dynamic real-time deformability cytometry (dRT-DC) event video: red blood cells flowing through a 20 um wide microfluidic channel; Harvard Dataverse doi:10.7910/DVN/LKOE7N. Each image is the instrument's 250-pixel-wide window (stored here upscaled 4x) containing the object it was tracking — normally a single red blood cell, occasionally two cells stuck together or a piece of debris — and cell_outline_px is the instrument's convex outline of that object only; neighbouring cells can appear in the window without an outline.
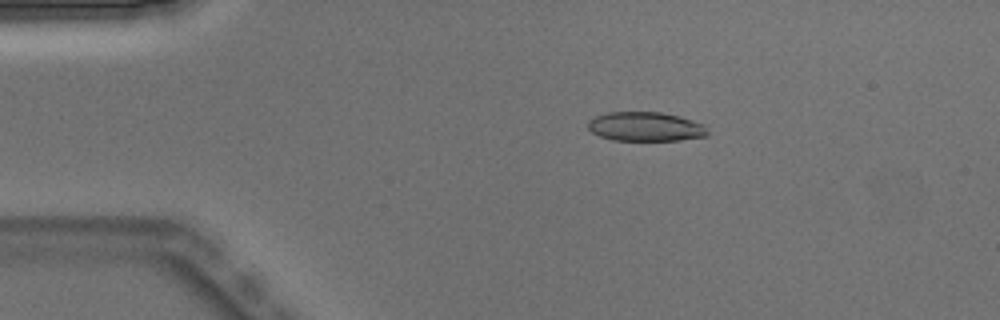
{"species": "Egyptian fruit bat (a non-hibernating species)", "species_latin": "Rousettus aegyptiacus", "temperature_condition": "warm", "stored_images_in_passage": 5, "camera_frame_rate_fps": 3000, "um_per_image_px": 0.085, "animal": {"sex": "male"}, "frame": {"image": 1, "passage_image": 3, "time_ms": 0.667, "image_size_px": [1000, 320], "cell_outline_px": [[708, 136], [680, 140], [612, 140], [600, 136], [592, 132], [588, 128], [588, 120], [596, 116], [608, 112], [660, 112], [680, 116], [704, 124], [708, 132]], "centroid_in_image_um": [54.88, 10.76], "position_along_channel_um": 30.1, "area_um2": 20.4}}
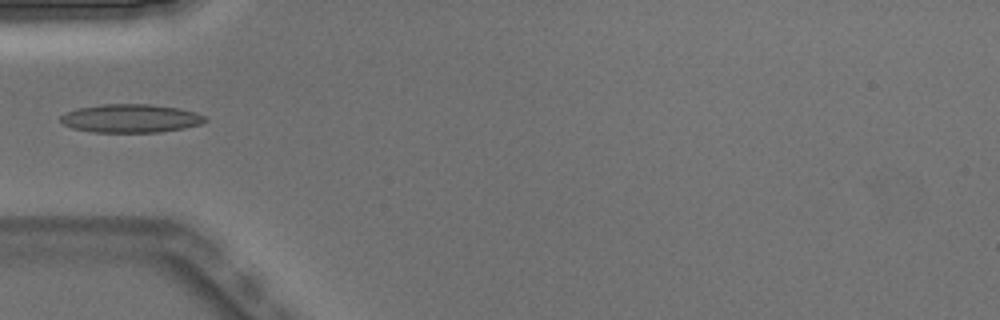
{"frame": {"image": 2, "passage_image": 5, "time_ms": 1.333, "image_size_px": [1000, 320], "cell_outline_px": [[208, 120], [200, 124], [184, 128], [160, 132], [92, 132], [72, 128], [60, 124], [60, 116], [76, 108], [100, 104], [152, 104], [180, 108], [196, 112], [204, 116]], "centroid_in_image_um": [11.09, 10.06], "position_along_channel_um": 73.9, "area_um2": 24.16}}